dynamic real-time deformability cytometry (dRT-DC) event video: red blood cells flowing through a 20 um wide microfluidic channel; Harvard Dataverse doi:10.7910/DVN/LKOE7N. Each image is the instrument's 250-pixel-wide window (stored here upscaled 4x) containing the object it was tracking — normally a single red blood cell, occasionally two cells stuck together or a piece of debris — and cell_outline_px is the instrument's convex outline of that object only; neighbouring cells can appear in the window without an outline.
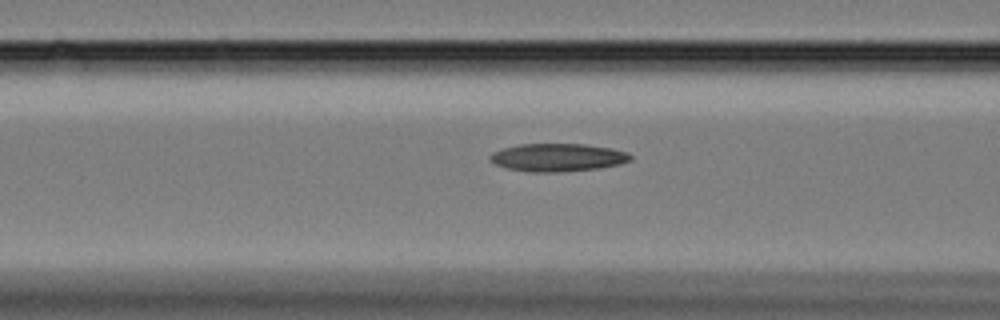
{"species": "Egyptian fruit bat (a non-hibernating species)", "species_latin": "Rousettus aegyptiacus", "temperature_condition": "cold", "stored_images_in_passage": 17, "camera_frame_rate_fps": 3000, "um_per_image_px": 0.085, "animal": {"sex": "female"}, "frame": {"image": 1, "passage_image": 15, "time_ms": 4.667, "image_size_px": [1000, 320], "cell_outline_px": [[632, 160], [620, 164], [596, 168], [564, 172], [528, 172], [508, 168], [496, 164], [488, 160], [488, 156], [492, 152], [504, 148], [520, 144], [584, 144], [612, 148], [628, 152], [632, 156]], "centroid_in_image_um": [47.4, 13.38], "position_along_channel_um": 119.2, "area_um2": 22.95}}